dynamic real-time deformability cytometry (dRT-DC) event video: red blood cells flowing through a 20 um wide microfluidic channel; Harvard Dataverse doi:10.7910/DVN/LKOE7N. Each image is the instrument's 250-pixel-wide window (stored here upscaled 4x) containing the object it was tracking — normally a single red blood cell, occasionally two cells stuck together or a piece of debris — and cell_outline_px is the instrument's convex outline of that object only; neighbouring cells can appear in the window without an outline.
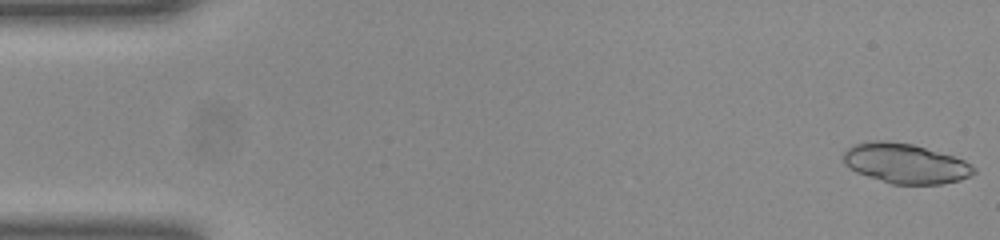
{"species": "common noctule bat (a hibernating species)", "species_latin": "Nyctalus noctula", "temperature_condition": "room temperature", "stored_images_in_passage": 50, "camera_frame_rate_fps": 3000, "um_per_image_px": 0.085, "animal": {"sex": "female", "body_mass_g": 23.0, "forearm_length_mm": 53.4}, "frame": {"image": 1, "passage_image": 1, "time_ms": 0.0, "image_size_px": [1000, 240], "cell_outline_px": [[976, 172], [960, 180], [940, 184], [892, 184], [856, 172], [844, 164], [844, 152], [852, 144], [868, 140], [888, 140], [912, 144], [952, 156], [964, 160], [976, 168]], "centroid_in_image_um": [76.93, 13.88], "position_along_channel_um": 8.1, "area_um2": 30.23}}
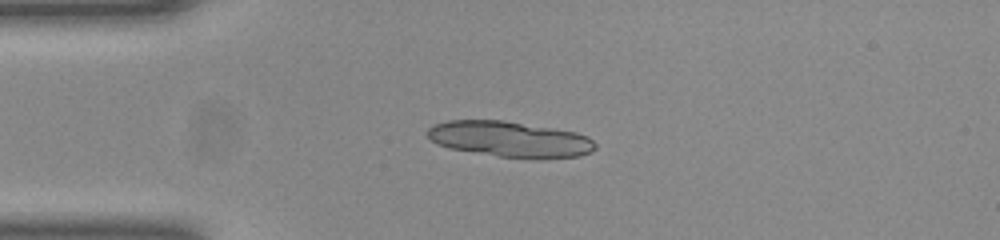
{"frame": {"image": 2, "passage_image": 12, "time_ms": 3.667, "image_size_px": [1000, 240], "cell_outline_px": [[596, 148], [592, 152], [580, 156], [500, 156], [452, 148], [436, 144], [424, 132], [432, 124], [448, 120], [504, 120], [576, 132], [588, 136], [596, 144]], "centroid_in_image_um": [43.29, 11.78], "position_along_channel_um": 41.7, "area_um2": 34.1}}